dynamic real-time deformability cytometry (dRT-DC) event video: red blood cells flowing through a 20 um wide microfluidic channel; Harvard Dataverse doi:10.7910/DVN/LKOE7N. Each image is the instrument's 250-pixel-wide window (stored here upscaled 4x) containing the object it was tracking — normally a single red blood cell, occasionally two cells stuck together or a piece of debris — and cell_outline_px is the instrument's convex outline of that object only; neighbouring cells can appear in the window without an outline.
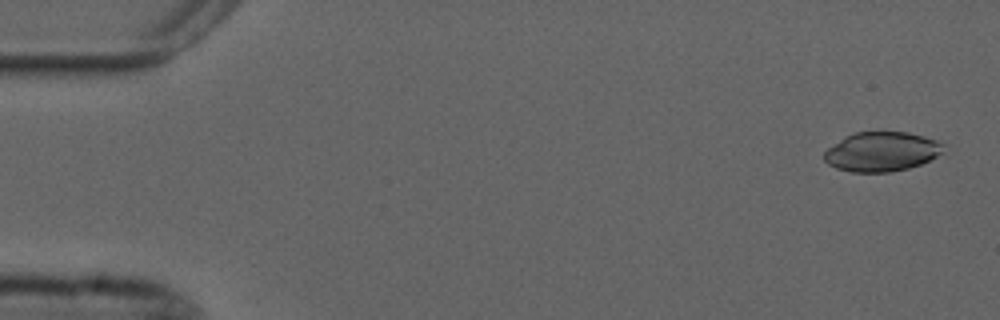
{"species": "common noctule bat (a hibernating species)", "species_latin": "Nyctalus noctula", "temperature_condition": "cold", "stored_images_in_passage": 55, "camera_frame_rate_fps": 3000, "um_per_image_px": 0.085, "animal": {"sex": "male", "forearm_length_mm": 52.5}, "frame": {"image": 1, "passage_image": 2, "time_ms": 0.333, "image_size_px": [1000, 320], "cell_outline_px": [[948, 144], [944, 152], [920, 164], [908, 168], [892, 172], [852, 172], [836, 168], [828, 164], [824, 160], [824, 152], [828, 148], [844, 136], [852, 132], [908, 132], [924, 136]], "centroid_in_image_um": [74.96, 12.88], "position_along_channel_um": 10.0, "area_um2": 27.69}}
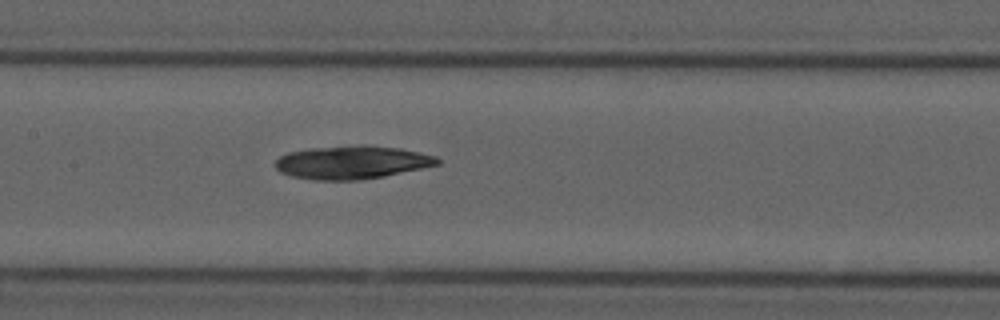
{"frame": {"image": 2, "passage_image": 26, "time_ms": 8.333, "image_size_px": [1000, 320], "cell_outline_px": [[440, 164], [384, 176], [360, 180], [312, 180], [292, 176], [280, 172], [276, 168], [276, 160], [280, 156], [288, 152], [308, 148], [360, 144], [364, 144], [400, 148], [436, 156], [440, 160]], "centroid_in_image_um": [29.9, 13.79], "position_along_channel_um": 177.5, "area_um2": 31.56}}
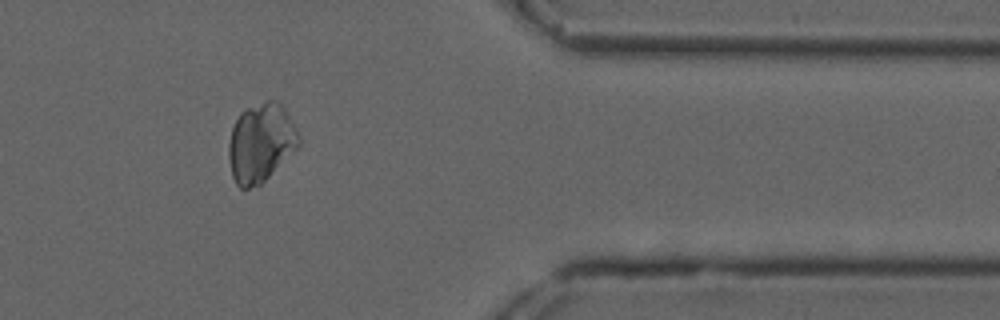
{"frame": {"image": 3, "passage_image": 45, "time_ms": 14.667, "image_size_px": [1000, 320], "cell_outline_px": [[300, 144], [260, 184], [248, 188], [240, 188], [236, 184], [232, 176], [228, 160], [228, 144], [232, 128], [240, 112], [248, 108], [268, 100], [276, 100], [284, 108], [296, 128], [300, 136]], "centroid_in_image_um": [22.14, 12.13], "position_along_channel_um": 389.3, "area_um2": 31.73}}